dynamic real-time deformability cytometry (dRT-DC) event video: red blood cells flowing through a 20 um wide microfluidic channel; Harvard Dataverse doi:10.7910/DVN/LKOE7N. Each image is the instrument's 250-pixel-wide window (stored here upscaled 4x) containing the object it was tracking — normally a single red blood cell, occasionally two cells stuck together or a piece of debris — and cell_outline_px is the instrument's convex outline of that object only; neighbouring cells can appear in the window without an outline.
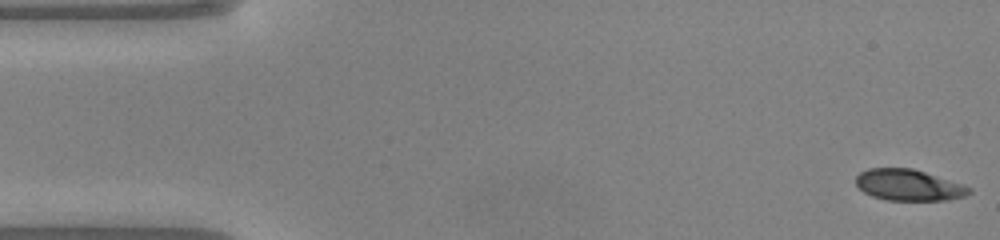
{"species": "common noctule bat (a hibernating species)", "species_latin": "Nyctalus noctula", "temperature_condition": "warm", "stored_images_in_passage": 48, "camera_frame_rate_fps": 3000, "um_per_image_px": 0.085, "animal": {"sex": "male", "body_mass_g": 20.0, "forearm_length_mm": 53.3}, "frame": {"image": 1, "passage_image": 1, "time_ms": 0.0, "image_size_px": [1000, 240], "cell_outline_px": [[972, 192], [964, 196], [948, 200], [888, 200], [872, 196], [864, 192], [856, 184], [856, 176], [860, 172], [868, 168], [912, 168], [972, 188]], "centroid_in_image_um": [77.21, 15.73], "position_along_channel_um": 7.8, "area_um2": 20.35}}
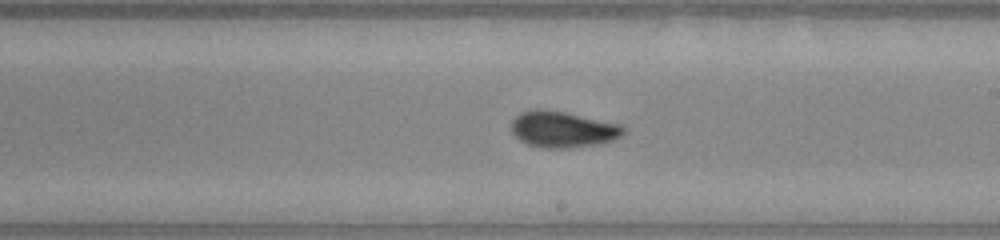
{"frame": {"image": 2, "passage_image": 27, "time_ms": 8.667, "image_size_px": [1000, 240], "cell_outline_px": [[628, 132], [616, 140], [600, 144], [568, 148], [544, 148], [528, 144], [520, 140], [512, 132], [512, 120], [520, 112], [532, 108], [540, 108], [564, 112], [624, 124], [628, 128]], "centroid_in_image_um": [47.93, 10.99], "position_along_channel_um": 241.1, "area_um2": 24.22}}
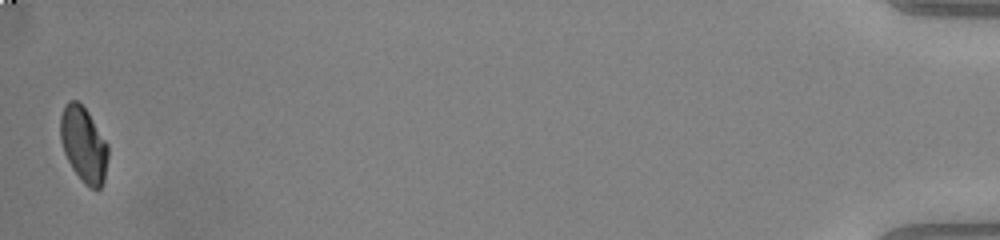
{"frame": {"image": 3, "passage_image": 48, "time_ms": 15.667, "image_size_px": [1000, 240], "cell_outline_px": [[108, 156], [104, 184], [96, 192], [88, 188], [84, 184], [72, 168], [64, 152], [60, 140], [60, 116], [64, 104], [68, 100], [76, 100], [88, 112], [108, 144]], "centroid_in_image_um": [7.11, 12.32], "position_along_channel_um": 428.1, "area_um2": 21.27}, "authors_computed_cell_mechanics": {"area_um2": 22.4553, "velocity_mm_per_s": 4.1106, "shape_relaxation_time_tau1_ms": 4.3679, "shape_relaxation_time_tau2_ms": 1.171, "deformation_change_tau1": 0.1733, "deformation_change_tau2": 0.0444}}